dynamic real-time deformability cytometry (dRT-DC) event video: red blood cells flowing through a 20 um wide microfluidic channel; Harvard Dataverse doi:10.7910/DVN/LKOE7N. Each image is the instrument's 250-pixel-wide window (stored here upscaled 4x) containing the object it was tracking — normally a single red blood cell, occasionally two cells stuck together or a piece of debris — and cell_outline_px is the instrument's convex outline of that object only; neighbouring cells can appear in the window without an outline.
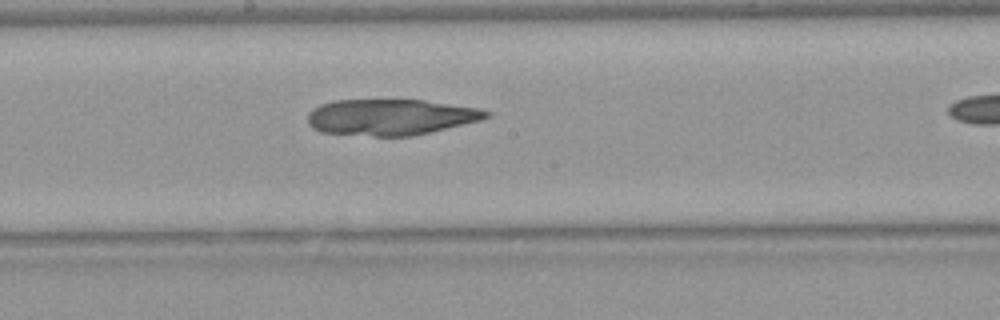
{"species": "Egyptian fruit bat (a non-hibernating species)", "species_latin": "Rousettus aegyptiacus", "temperature_condition": "warm", "stored_images_in_passage": 32, "camera_frame_rate_fps": 3000, "um_per_image_px": 0.085, "animal": {"sex": "female"}, "frame": {"image": 1, "passage_image": 19, "time_ms": 6.0, "image_size_px": [1000, 320], "cell_outline_px": [[492, 116], [480, 120], [432, 132], [412, 136], [372, 136], [320, 132], [312, 128], [308, 124], [308, 112], [320, 104], [332, 100], [424, 100], [476, 108], [492, 112]], "centroid_in_image_um": [33.18, 9.96], "position_along_channel_um": 215.0, "area_um2": 37.63}}
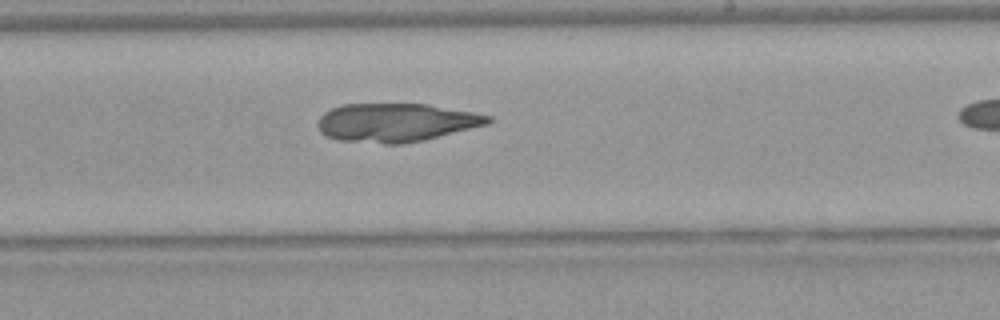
{"frame": {"image": 2, "passage_image": 22, "time_ms": 7.0, "image_size_px": [1000, 320], "cell_outline_px": [[492, 120], [488, 124], [424, 140], [404, 144], [384, 144], [340, 140], [324, 136], [320, 132], [316, 124], [320, 116], [324, 112], [332, 108], [344, 104], [428, 104], [472, 112], [492, 116]], "centroid_in_image_um": [33.63, 10.42], "position_along_channel_um": 255.4, "area_um2": 38.32}}
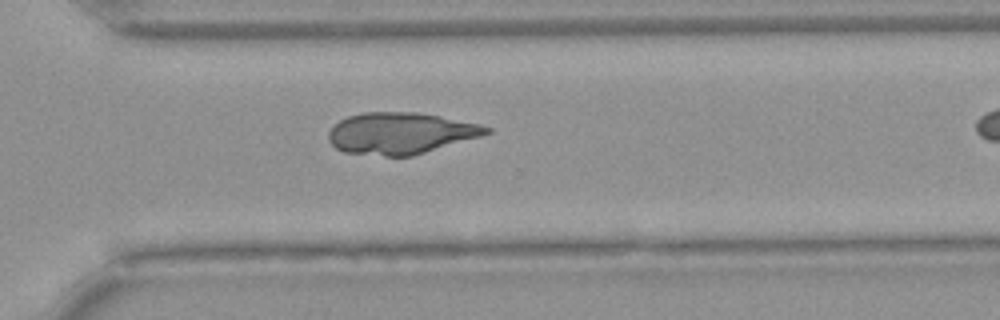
{"frame": {"image": 3, "passage_image": 28, "time_ms": 9.0, "image_size_px": [1000, 320], "cell_outline_px": [[492, 132], [480, 136], [412, 156], [384, 156], [344, 152], [336, 148], [328, 140], [328, 132], [340, 120], [348, 116], [364, 112], [416, 112], [480, 124], [492, 128]], "centroid_in_image_um": [34.03, 11.33], "position_along_channel_um": 336.6, "area_um2": 37.92}}